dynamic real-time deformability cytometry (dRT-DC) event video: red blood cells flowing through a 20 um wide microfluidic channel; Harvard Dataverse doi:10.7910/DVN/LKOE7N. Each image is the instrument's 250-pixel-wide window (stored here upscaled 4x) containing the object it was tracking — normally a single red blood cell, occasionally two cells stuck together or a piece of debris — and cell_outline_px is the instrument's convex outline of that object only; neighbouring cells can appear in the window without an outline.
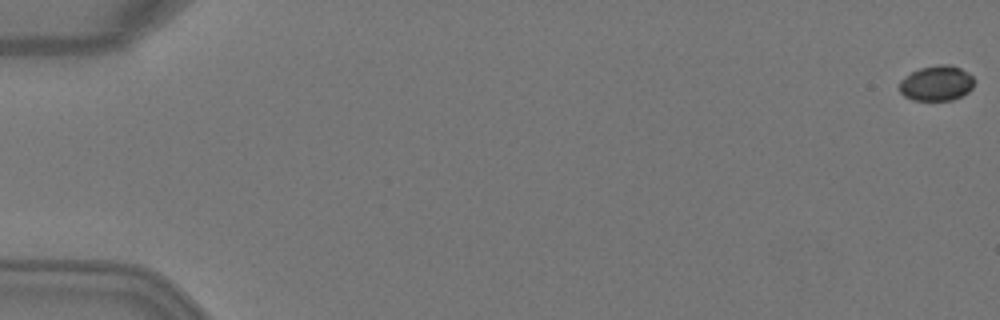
{"species": "Egyptian fruit bat (a non-hibernating species)", "species_latin": "Rousettus aegyptiacus", "temperature_condition": "warm", "stored_images_in_passage": 5, "camera_frame_rate_fps": 3000, "um_per_image_px": 0.085, "animal": {"sex": "female"}, "frame": {"image": 1, "passage_image": 1, "time_ms": 0.0, "image_size_px": [1000, 320], "cell_outline_px": [[976, 80], [972, 88], [968, 92], [952, 100], [912, 100], [904, 96], [900, 92], [900, 80], [912, 72], [920, 68], [940, 64], [952, 64], [968, 72]], "centroid_in_image_um": [79.63, 7.07], "position_along_channel_um": 5.4, "area_um2": 15.43}}
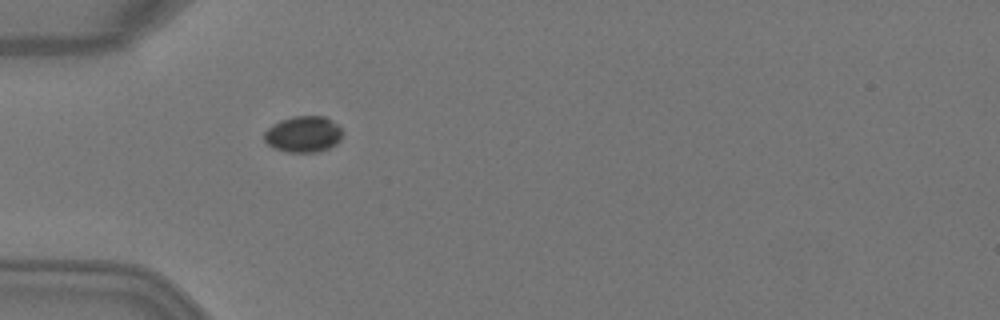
{"frame": {"image": 2, "passage_image": 5, "time_ms": 1.333, "image_size_px": [1000, 320], "cell_outline_px": [[340, 140], [336, 144], [320, 152], [288, 152], [272, 148], [264, 140], [264, 132], [268, 128], [280, 120], [296, 116], [324, 116], [336, 124], [340, 128]], "centroid_in_image_um": [25.75, 11.42], "position_along_channel_um": 59.2, "area_um2": 16.36}}